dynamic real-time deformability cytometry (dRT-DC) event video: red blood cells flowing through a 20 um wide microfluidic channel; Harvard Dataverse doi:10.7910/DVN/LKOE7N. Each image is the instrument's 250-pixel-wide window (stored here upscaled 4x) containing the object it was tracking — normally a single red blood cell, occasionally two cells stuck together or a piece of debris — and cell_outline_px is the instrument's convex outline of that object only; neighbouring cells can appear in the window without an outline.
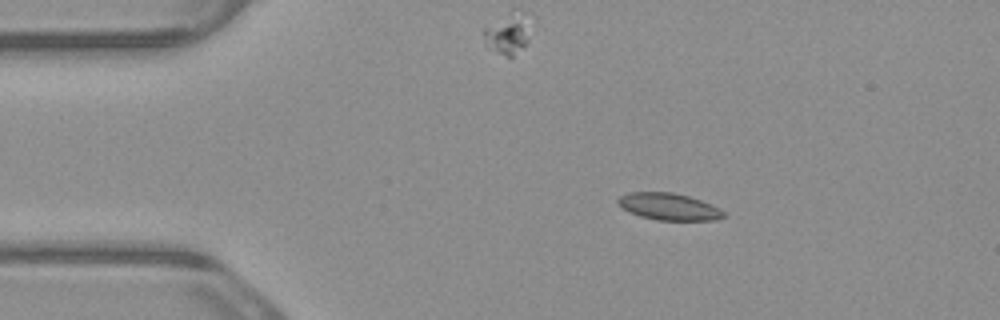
{"species": "common noctule bat (a hibernating species)", "species_latin": "Nyctalus noctula", "temperature_condition": "warm", "stored_images_in_passage": 6, "camera_frame_rate_fps": 3000, "um_per_image_px": 0.085, "animal": {"sex": "male", "body_mass_g": 23.1, "forearm_length_mm": 52.7}, "frame": {"image": 1, "passage_image": 3, "time_ms": 0.667, "image_size_px": [1000, 320], "cell_outline_px": [[724, 216], [712, 220], [656, 220], [640, 216], [616, 204], [616, 200], [620, 196], [628, 192], [672, 192], [688, 196], [700, 200], [720, 208], [724, 212]], "centroid_in_image_um": [56.82, 17.55], "position_along_channel_um": 28.2, "area_um2": 16.42}}
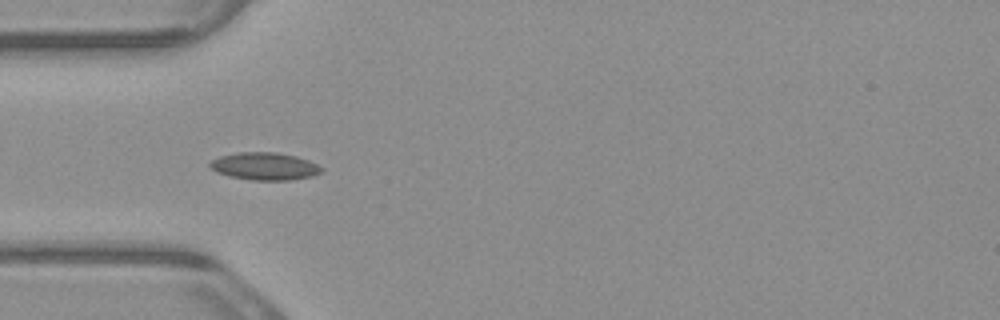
{"frame": {"image": 2, "passage_image": 5, "time_ms": 1.333, "image_size_px": [1000, 320], "cell_outline_px": [[324, 172], [312, 176], [288, 180], [252, 180], [228, 176], [216, 172], [208, 168], [208, 164], [212, 160], [220, 156], [240, 152], [276, 152], [296, 156], [308, 160], [324, 168]], "centroid_in_image_um": [22.48, 14.13], "position_along_channel_um": 62.5, "area_um2": 18.03}}
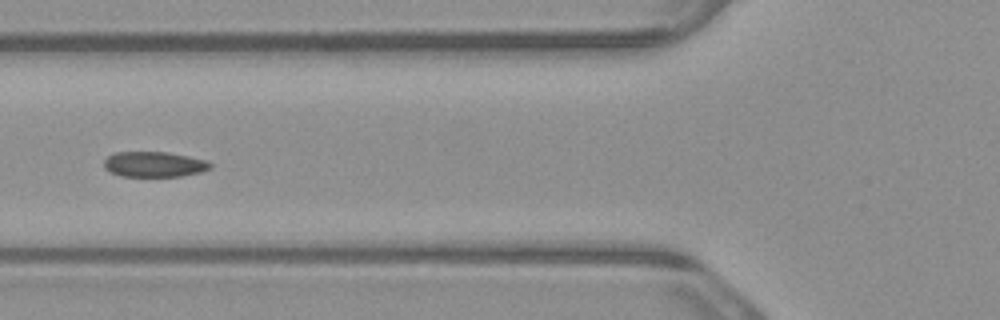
{"frame": {"image": 3, "passage_image": 6, "time_ms": 1.667, "image_size_px": [1000, 320], "cell_outline_px": [[212, 168], [200, 172], [180, 176], [120, 176], [104, 168], [104, 160], [108, 156], [116, 152], [168, 152], [208, 160], [212, 164]], "centroid_in_image_um": [13.13, 13.96], "position_along_channel_um": 112.7, "area_um2": 15.72}}